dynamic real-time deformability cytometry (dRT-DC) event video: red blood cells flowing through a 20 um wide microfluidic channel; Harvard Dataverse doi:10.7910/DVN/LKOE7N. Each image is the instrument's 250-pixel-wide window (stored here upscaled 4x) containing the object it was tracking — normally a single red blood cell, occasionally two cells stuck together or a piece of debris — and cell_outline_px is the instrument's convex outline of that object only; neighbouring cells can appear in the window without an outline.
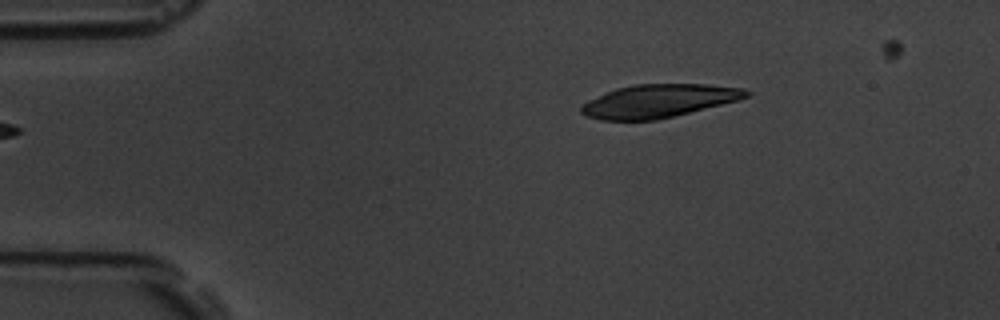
{"species": "common noctule bat (a hibernating species)", "species_latin": "Nyctalus noctula", "temperature_condition": "room temperature", "stored_images_in_passage": 6, "segment_of_instrument_passage": [2, 2], "camera_frame_rate_fps": 3000, "um_per_image_px": 0.085, "animal": {"sex": "male", "body_mass_g": 19.5, "forearm_length_mm": 54.6}, "frame": {"image": 1, "passage_image": 6, "time_ms": 5.667, "image_size_px": [1000, 320], "cell_outline_px": [[752, 92], [748, 96], [736, 100], [656, 120], [600, 120], [588, 116], [580, 112], [580, 104], [588, 100], [616, 88], [636, 84], [704, 84], [744, 88]], "centroid_in_image_um": [55.93, 8.57], "position_along_channel_um": 29.1, "area_um2": 31.5}}